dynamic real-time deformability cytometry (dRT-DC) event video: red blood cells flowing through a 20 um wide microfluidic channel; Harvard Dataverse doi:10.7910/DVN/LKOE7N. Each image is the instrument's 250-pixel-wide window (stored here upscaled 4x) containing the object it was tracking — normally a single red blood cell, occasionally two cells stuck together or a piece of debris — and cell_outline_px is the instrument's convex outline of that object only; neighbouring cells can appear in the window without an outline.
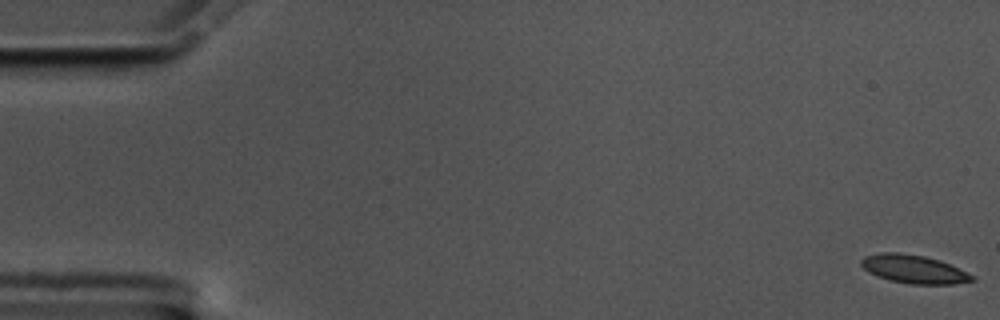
{"species": "common noctule bat (a hibernating species)", "species_latin": "Nyctalus noctula", "temperature_condition": "cold", "stored_images_in_passage": 59, "camera_frame_rate_fps": 3000, "um_per_image_px": 0.085, "animal": {"sex": "male", "body_mass_g": 17.5, "forearm_length_mm": 52.3}, "frame": {"image": 1, "passage_image": 1, "time_ms": 0.0, "image_size_px": [1000, 320], "cell_outline_px": [[976, 280], [952, 284], [912, 284], [892, 280], [876, 276], [868, 272], [860, 264], [860, 260], [864, 256], [880, 252], [900, 252], [924, 256], [940, 260], [972, 276]], "centroid_in_image_um": [77.6, 22.86], "position_along_channel_um": 7.4, "area_um2": 18.09}}
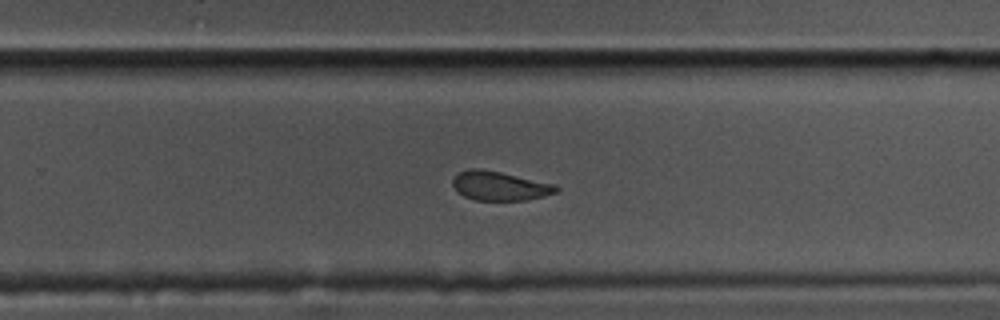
{"frame": {"image": 2, "passage_image": 38, "time_ms": 12.333, "image_size_px": [1000, 320], "cell_outline_px": [[560, 188], [556, 192], [544, 196], [528, 200], [476, 200], [464, 196], [456, 192], [452, 184], [452, 176], [456, 172], [468, 168], [480, 168], [500, 172], [556, 184]], "centroid_in_image_um": [42.42, 15.79], "position_along_channel_um": 287.4, "area_um2": 17.86}}
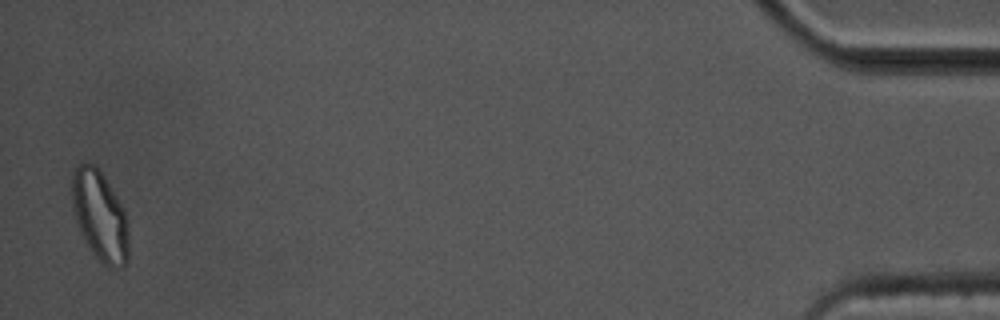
{"frame": {"image": 3, "passage_image": 58, "time_ms": 19.0, "image_size_px": [1000, 320], "cell_outline_px": [[128, 260], [124, 268], [108, 268], [100, 264], [84, 240], [80, 232], [76, 220], [72, 200], [72, 172], [80, 160], [84, 160], [96, 164], [104, 176], [116, 196], [128, 220]], "centroid_in_image_um": [8.48, 18.35], "position_along_channel_um": 426.7, "area_um2": 30.29}, "authors_computed_cell_mechanics": {"area_um2": 18.8428, "velocity_mm_per_s": 3.4358, "shape_relaxation_time_tau1_ms": 5.1653, "shape_relaxation_time_tau2_ms": 2.3442, "deformation_change_tau1": 0.1333, "deformation_change_tau2": 0.0607}}